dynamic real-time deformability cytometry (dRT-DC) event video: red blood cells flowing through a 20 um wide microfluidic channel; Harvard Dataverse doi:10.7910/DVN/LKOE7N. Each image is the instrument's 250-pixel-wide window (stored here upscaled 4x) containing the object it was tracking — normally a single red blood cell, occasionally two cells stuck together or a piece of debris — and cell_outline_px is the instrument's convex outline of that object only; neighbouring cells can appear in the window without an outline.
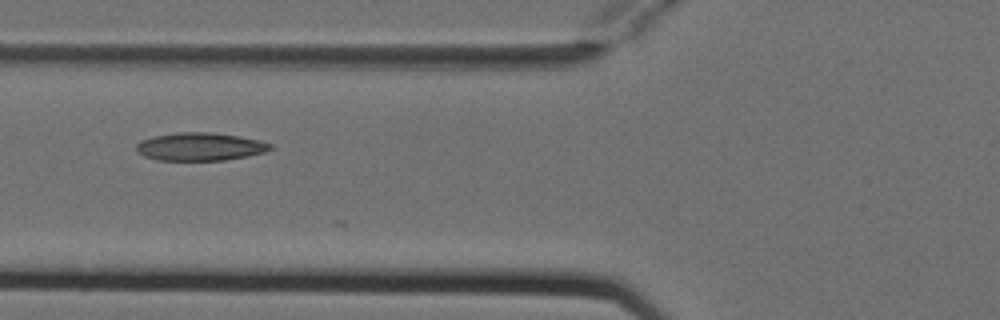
{"species": "Egyptian fruit bat (a non-hibernating species)", "species_latin": "Rousettus aegyptiacus", "temperature_condition": "cold", "stored_images_in_passage": 7, "camera_frame_rate_fps": 3000, "um_per_image_px": 0.085, "animal": {"sex": "female"}, "frame": {"image": 1, "passage_image": 6, "time_ms": 1.667, "image_size_px": [1000, 320], "cell_outline_px": [[272, 148], [264, 152], [248, 156], [224, 160], [156, 160], [144, 156], [136, 148], [136, 144], [140, 140], [152, 136], [176, 132], [212, 132], [240, 136], [260, 140], [272, 144]], "centroid_in_image_um": [17.0, 12.45], "position_along_channel_um": 108.8, "area_um2": 21.96}}
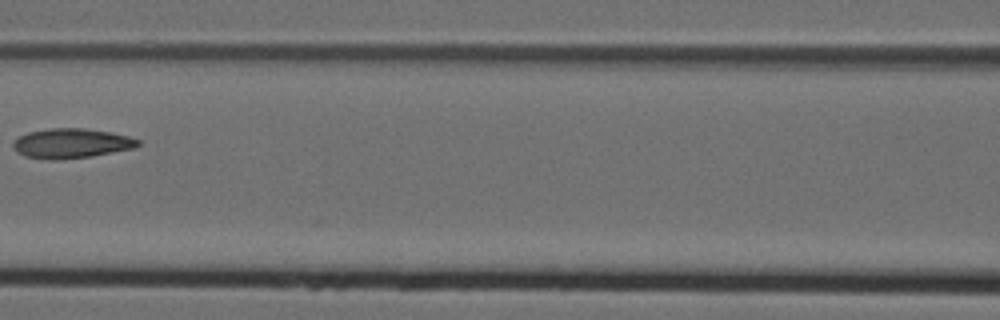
{"frame": {"image": 2, "passage_image": 7, "time_ms": 2.0, "image_size_px": [1000, 320], "cell_outline_px": [[140, 144], [132, 148], [92, 156], [56, 160], [48, 160], [24, 156], [16, 152], [12, 144], [20, 136], [28, 132], [48, 128], [84, 128], [112, 132], [128, 136], [140, 140]], "centroid_in_image_um": [6.04, 12.18], "position_along_channel_um": 160.6, "area_um2": 21.62}}